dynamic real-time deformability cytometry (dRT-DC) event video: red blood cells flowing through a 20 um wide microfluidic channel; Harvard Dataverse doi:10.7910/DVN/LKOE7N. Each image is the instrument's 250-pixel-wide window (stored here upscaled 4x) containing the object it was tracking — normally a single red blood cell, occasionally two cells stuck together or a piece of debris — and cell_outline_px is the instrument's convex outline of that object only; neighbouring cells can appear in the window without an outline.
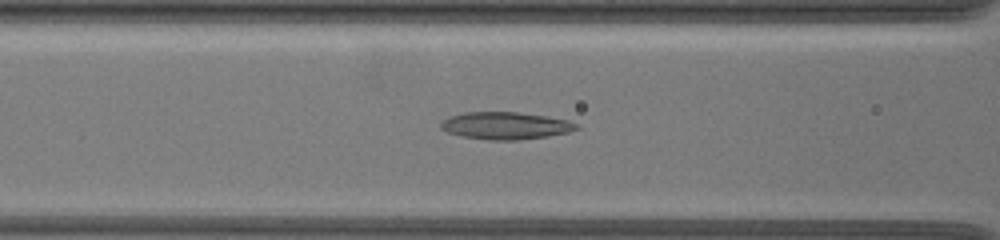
{"species": "common noctule bat (a hibernating species)", "species_latin": "Nyctalus noctula", "temperature_condition": "warm", "stored_images_in_passage": 49, "camera_frame_rate_fps": 3000, "um_per_image_px": 0.085, "animal": {"sex": "female", "body_mass_g": 19.5, "forearm_length_mm": 54.1}, "frame": {"image": 1, "passage_image": 25, "time_ms": 9.667, "image_size_px": [1000, 240], "cell_outline_px": [[580, 128], [568, 132], [548, 136], [520, 140], [488, 140], [460, 136], [448, 132], [440, 128], [440, 124], [444, 120], [452, 116], [464, 112], [516, 112], [544, 116], [568, 120], [576, 124]], "centroid_in_image_um": [42.96, 10.69], "position_along_channel_um": 123.6, "area_um2": 21.44}}
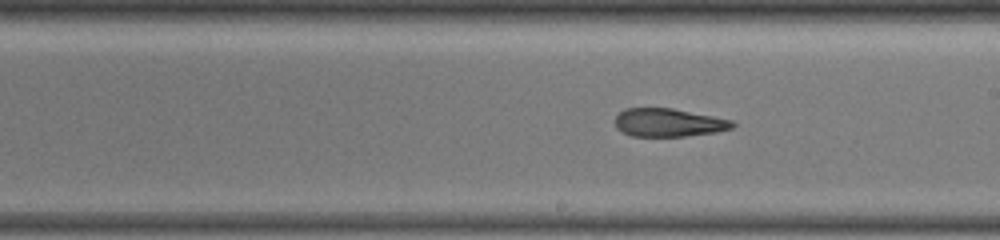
{"frame": {"image": 2, "passage_image": 33, "time_ms": 12.667, "image_size_px": [1000, 240], "cell_outline_px": [[736, 124], [732, 128], [716, 132], [684, 136], [632, 136], [616, 128], [616, 116], [624, 108], [672, 108], [732, 120]], "centroid_in_image_um": [56.83, 10.42], "position_along_channel_um": 232.2, "area_um2": 19.13}}
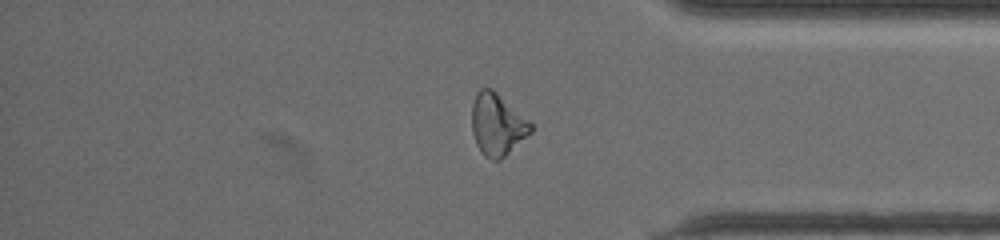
{"frame": {"image": 3, "passage_image": 45, "time_ms": 17.333, "image_size_px": [1000, 240], "cell_outline_px": [[532, 132], [500, 160], [492, 160], [484, 156], [480, 152], [476, 144], [472, 132], [472, 104], [476, 92], [480, 88], [492, 88], [528, 120], [532, 124]], "centroid_in_image_um": [42.24, 10.59], "position_along_channel_um": 393.0, "area_um2": 21.21}}